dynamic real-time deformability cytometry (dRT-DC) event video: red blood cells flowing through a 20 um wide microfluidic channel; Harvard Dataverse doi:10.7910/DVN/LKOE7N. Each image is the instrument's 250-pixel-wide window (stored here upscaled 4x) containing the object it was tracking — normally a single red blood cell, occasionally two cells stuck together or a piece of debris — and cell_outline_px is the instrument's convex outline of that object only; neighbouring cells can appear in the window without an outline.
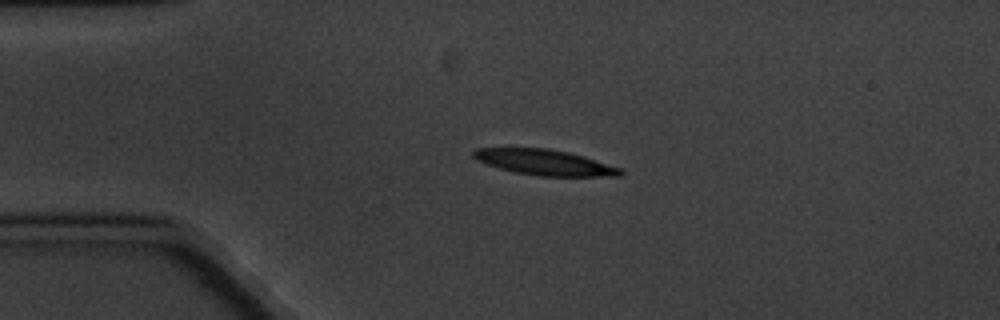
{"species": "common noctule bat (a hibernating species)", "species_latin": "Nyctalus noctula", "temperature_condition": "cold", "stored_images_in_passage": 4, "camera_frame_rate_fps": 3000, "um_per_image_px": 0.085, "animal": {"sex": "male", "body_mass_g": 20.1, "forearm_length_mm": 53.5}, "frame": {"image": 1, "passage_image": 3, "time_ms": 2.333, "image_size_px": [1000, 320], "cell_outline_px": [[624, 172], [620, 176], [540, 176], [516, 172], [500, 168], [476, 160], [472, 156], [472, 152], [476, 148], [548, 148], [568, 152], [584, 156], [620, 168]], "centroid_in_image_um": [46.29, 13.79], "position_along_channel_um": 38.7, "area_um2": 21.73}}
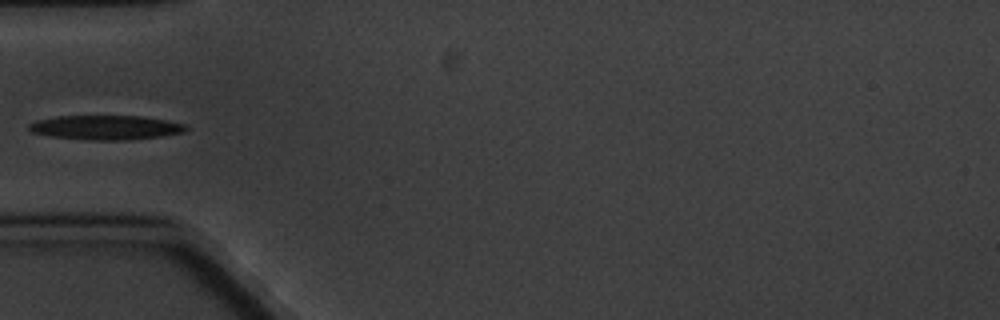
{"frame": {"image": 2, "passage_image": 4, "time_ms": 4.333, "image_size_px": [1000, 320], "cell_outline_px": [[188, 128], [184, 132], [164, 136], [124, 140], [88, 140], [52, 136], [32, 132], [28, 128], [28, 124], [36, 120], [56, 116], [140, 116], [164, 120], [184, 124]], "centroid_in_image_um": [8.97, 10.84], "position_along_channel_um": 76.0, "area_um2": 22.2}}